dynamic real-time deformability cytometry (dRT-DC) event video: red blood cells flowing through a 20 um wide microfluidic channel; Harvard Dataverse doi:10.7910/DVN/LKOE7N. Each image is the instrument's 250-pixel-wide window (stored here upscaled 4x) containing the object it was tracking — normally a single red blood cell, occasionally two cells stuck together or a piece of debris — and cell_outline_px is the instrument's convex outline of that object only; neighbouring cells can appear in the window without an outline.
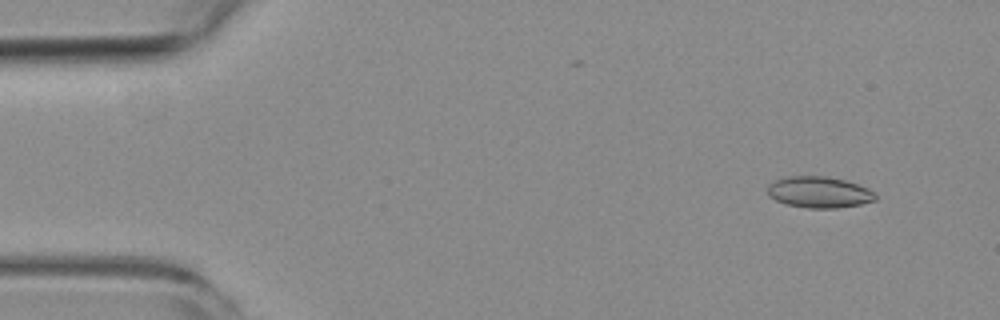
{"species": "common noctule bat (a hibernating species)", "species_latin": "Nyctalus noctula", "temperature_condition": "room temperature", "stored_images_in_passage": 21, "camera_frame_rate_fps": 3000, "um_per_image_px": 0.085, "animal": {"sex": "female", "body_mass_g": 19.3, "forearm_length_mm": 54.1}, "frame": {"image": 1, "passage_image": 4, "time_ms": 1.0, "image_size_px": [1000, 320], "cell_outline_px": [[876, 200], [860, 204], [836, 208], [808, 208], [788, 204], [776, 200], [768, 196], [768, 184], [776, 180], [788, 176], [828, 176], [844, 180], [868, 188], [876, 196]], "centroid_in_image_um": [69.61, 16.33], "position_along_channel_um": 15.4, "area_um2": 19.48}}
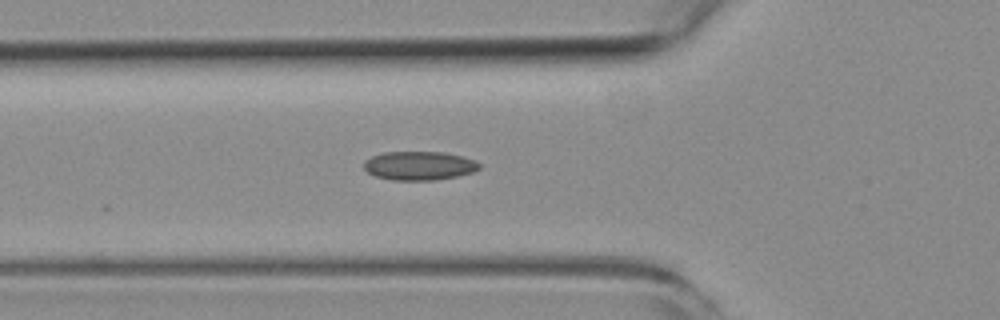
{"frame": {"image": 2, "passage_image": 18, "time_ms": 5.667, "image_size_px": [1000, 320], "cell_outline_px": [[480, 168], [472, 172], [456, 176], [436, 180], [392, 180], [376, 176], [368, 172], [364, 168], [364, 160], [372, 156], [384, 152], [444, 152], [476, 160], [480, 164]], "centroid_in_image_um": [35.63, 14.08], "position_along_channel_um": 90.2, "area_um2": 19.31}}
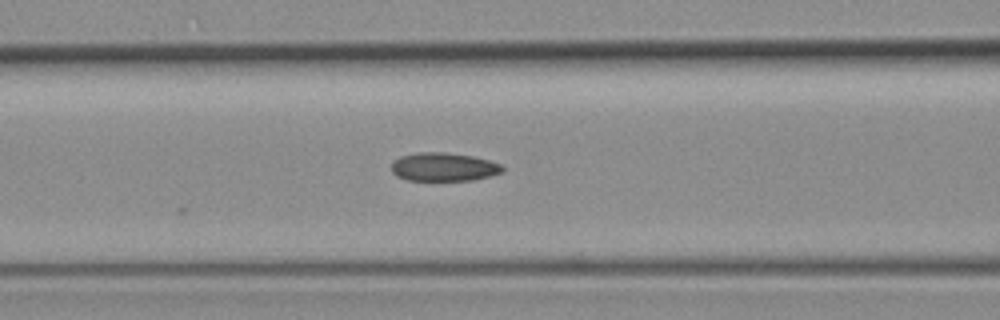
{"frame": {"image": 3, "passage_image": 21, "time_ms": 6.667, "image_size_px": [1000, 320], "cell_outline_px": [[504, 172], [472, 180], [408, 180], [396, 176], [392, 172], [392, 160], [400, 156], [416, 152], [444, 152], [472, 156], [488, 160], [500, 164], [504, 168]], "centroid_in_image_um": [37.68, 14.18], "position_along_channel_um": 128.9, "area_um2": 18.44}}